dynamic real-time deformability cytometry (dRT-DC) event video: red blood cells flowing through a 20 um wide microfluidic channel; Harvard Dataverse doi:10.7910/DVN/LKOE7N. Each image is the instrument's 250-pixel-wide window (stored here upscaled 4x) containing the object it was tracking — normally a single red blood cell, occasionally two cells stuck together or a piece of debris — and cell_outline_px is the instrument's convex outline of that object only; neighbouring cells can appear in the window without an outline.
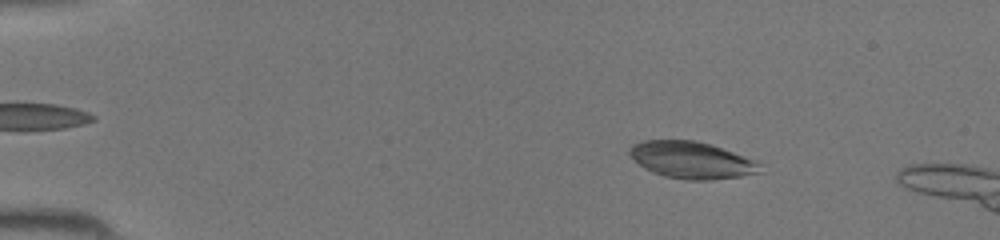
{"species": "common noctule bat (a hibernating species)", "species_latin": "Nyctalus noctula", "temperature_condition": "room temperature", "stored_images_in_passage": 44, "camera_frame_rate_fps": 3000, "um_per_image_px": 0.085, "animal": {"sex": "female", "body_mass_g": 19.5, "forearm_length_mm": 54.1}, "frame": {"image": 1, "passage_image": 7, "time_ms": 2.0, "image_size_px": [1000, 240], "cell_outline_px": [[760, 164], [756, 172], [740, 176], [708, 180], [688, 180], [664, 176], [652, 172], [644, 168], [628, 152], [636, 144], [644, 140], [696, 140], [712, 144], [752, 160]], "centroid_in_image_um": [58.74, 13.6], "position_along_channel_um": 26.3, "area_um2": 27.34}}
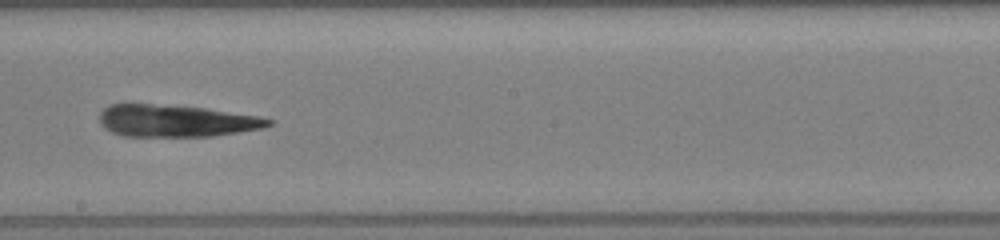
{"frame": {"image": 2, "passage_image": 26, "time_ms": 8.333, "image_size_px": [1000, 240], "cell_outline_px": [[272, 124], [260, 128], [212, 136], [124, 136], [112, 132], [100, 120], [100, 112], [108, 104], [128, 100], [204, 108], [256, 116], [272, 120]], "centroid_in_image_um": [14.83, 10.22], "position_along_channel_um": 233.4, "area_um2": 31.91}}
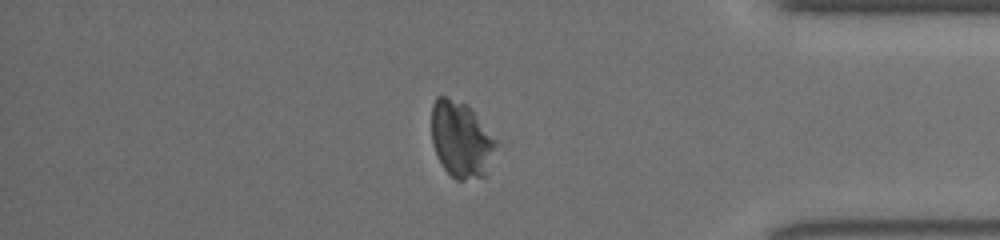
{"frame": {"image": 3, "passage_image": 38, "time_ms": 12.333, "image_size_px": [1000, 240], "cell_outline_px": [[496, 144], [484, 176], [464, 180], [456, 180], [444, 168], [436, 156], [432, 144], [432, 104], [436, 96], [444, 96], [468, 104], [472, 108], [496, 140]], "centroid_in_image_um": [39.15, 11.82], "position_along_channel_um": 396.0, "area_um2": 28.44}}